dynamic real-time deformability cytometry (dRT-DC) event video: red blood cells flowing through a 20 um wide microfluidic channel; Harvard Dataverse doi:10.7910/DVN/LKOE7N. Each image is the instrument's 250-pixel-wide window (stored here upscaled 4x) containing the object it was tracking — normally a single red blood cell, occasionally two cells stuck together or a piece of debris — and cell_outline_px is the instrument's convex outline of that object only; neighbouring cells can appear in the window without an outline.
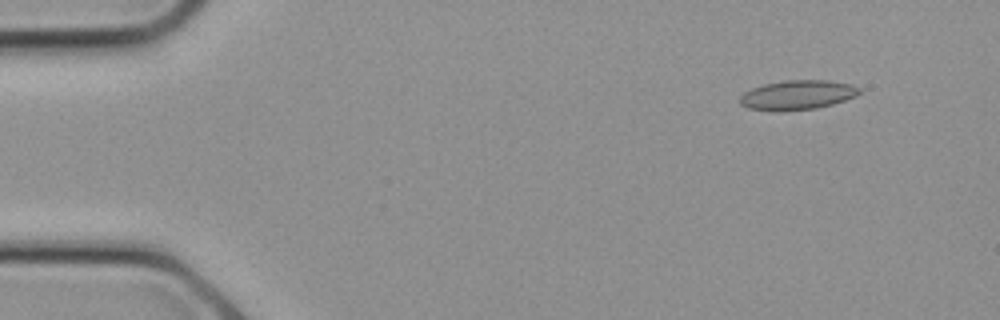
{"species": "common noctule bat (a hibernating species)", "species_latin": "Nyctalus noctula", "temperature_condition": "cold", "stored_images_in_passage": 15, "camera_frame_rate_fps": 3000, "um_per_image_px": 0.085, "animal": {"sex": "female", "body_mass_g": 21.9}, "frame": {"image": 1, "passage_image": 2, "time_ms": 0.333, "image_size_px": [1000, 320], "cell_outline_px": [[860, 92], [856, 96], [832, 104], [816, 108], [784, 112], [780, 112], [748, 108], [740, 104], [740, 96], [744, 92], [752, 88], [764, 84], [784, 80], [828, 80], [852, 84], [860, 88]], "centroid_in_image_um": [67.77, 8.08], "position_along_channel_um": 17.2, "area_um2": 20.69}}
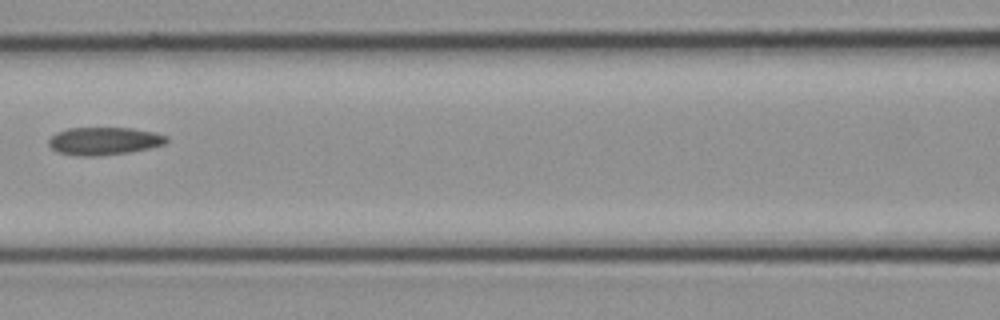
{"frame": {"image": 2, "passage_image": 11, "time_ms": 3.333, "image_size_px": [1000, 320], "cell_outline_px": [[168, 140], [164, 144], [148, 148], [128, 152], [100, 156], [76, 156], [56, 152], [48, 144], [48, 140], [56, 132], [68, 128], [132, 128], [156, 132], [168, 136]], "centroid_in_image_um": [8.83, 11.99], "position_along_channel_um": 157.8, "area_um2": 19.19}}
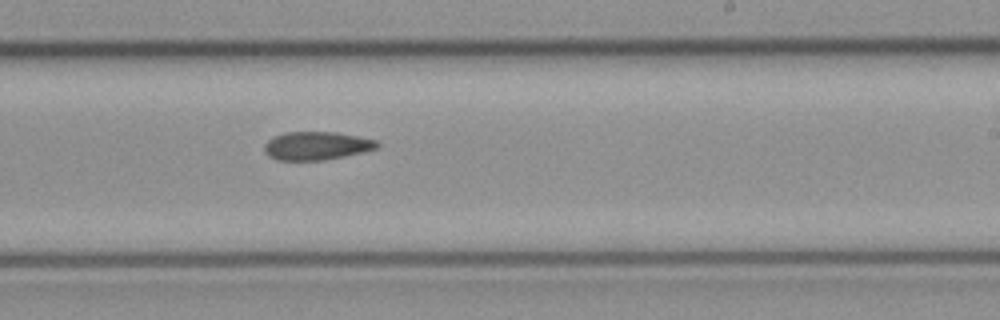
{"frame": {"image": 3, "passage_image": 15, "time_ms": 4.667, "image_size_px": [1000, 320], "cell_outline_px": [[380, 144], [376, 148], [364, 152], [324, 160], [276, 160], [268, 156], [264, 152], [264, 144], [268, 140], [276, 136], [288, 132], [336, 132], [376, 140]], "centroid_in_image_um": [26.89, 12.4], "position_along_channel_um": 262.1, "area_um2": 18.5}}